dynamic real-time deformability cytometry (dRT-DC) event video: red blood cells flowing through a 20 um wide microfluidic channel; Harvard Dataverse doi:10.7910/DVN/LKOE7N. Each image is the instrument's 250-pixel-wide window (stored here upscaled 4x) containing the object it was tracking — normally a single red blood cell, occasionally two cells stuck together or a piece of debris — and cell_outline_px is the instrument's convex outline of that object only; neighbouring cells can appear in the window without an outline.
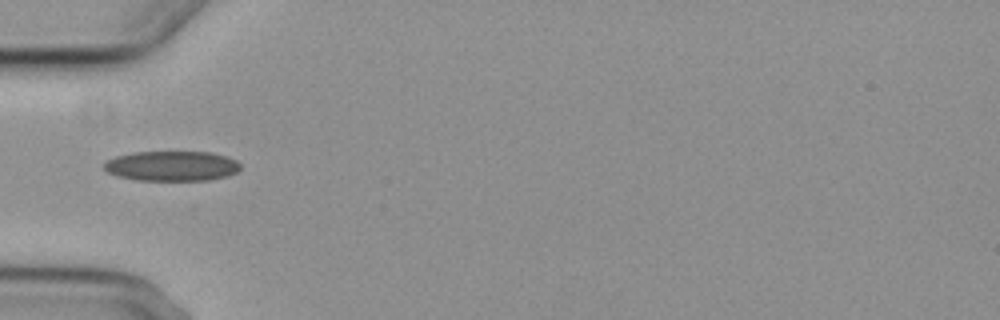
{"species": "common noctule bat (a hibernating species)", "species_latin": "Nyctalus noctula", "temperature_condition": "cold", "stored_images_in_passage": 1, "camera_frame_rate_fps": 3000, "um_per_image_px": 0.085, "animal": {"sex": "female", "body_mass_g": 29.2, "forearm_length_mm": 56.3}, "frame": {"image": 1, "passage_image": 1, "time_ms": 0.0, "image_size_px": [1000, 320], "cell_outline_px": [[240, 168], [236, 172], [228, 176], [208, 180], [136, 180], [116, 176], [108, 172], [104, 168], [104, 164], [108, 160], [116, 156], [132, 152], [212, 152], [228, 156], [236, 160], [240, 164]], "centroid_in_image_um": [14.62, 14.1], "position_along_channel_um": 70.4, "area_um2": 23.93}}